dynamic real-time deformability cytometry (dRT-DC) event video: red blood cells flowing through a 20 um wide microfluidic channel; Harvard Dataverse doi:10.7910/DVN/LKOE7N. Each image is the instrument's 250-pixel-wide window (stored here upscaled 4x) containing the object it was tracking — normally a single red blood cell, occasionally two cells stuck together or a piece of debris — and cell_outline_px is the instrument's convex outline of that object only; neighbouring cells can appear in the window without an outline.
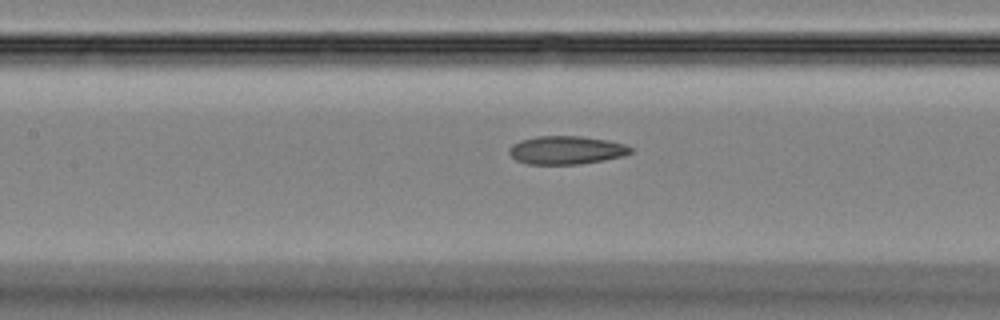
{"species": "Egyptian fruit bat (a non-hibernating species)", "species_latin": "Rousettus aegyptiacus", "temperature_condition": "room temperature", "stored_images_in_passage": 44, "camera_frame_rate_fps": 3000, "um_per_image_px": 0.085, "animal": {"sex": "female"}, "frame": {"image": 1, "passage_image": 20, "time_ms": 6.333, "image_size_px": [1000, 320], "cell_outline_px": [[632, 152], [624, 156], [604, 160], [580, 164], [528, 164], [516, 160], [508, 152], [508, 148], [512, 144], [520, 140], [536, 136], [580, 136], [608, 140], [624, 144], [632, 148]], "centroid_in_image_um": [48.12, 12.76], "position_along_channel_um": 159.3, "area_um2": 20.11}}
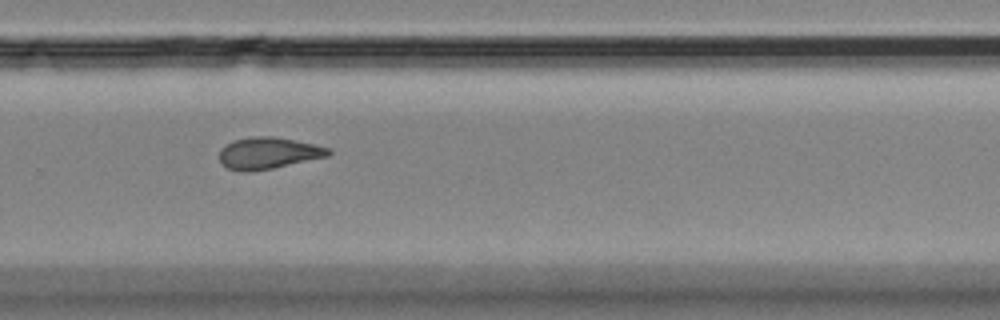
{"frame": {"image": 2, "passage_image": 30, "time_ms": 9.667, "image_size_px": [1000, 320], "cell_outline_px": [[332, 152], [328, 156], [272, 168], [252, 172], [240, 172], [228, 168], [220, 164], [220, 148], [224, 144], [232, 140], [252, 136], [272, 136], [316, 144], [332, 148]], "centroid_in_image_um": [22.78, 13.01], "position_along_channel_um": 307.0, "area_um2": 20.4}}
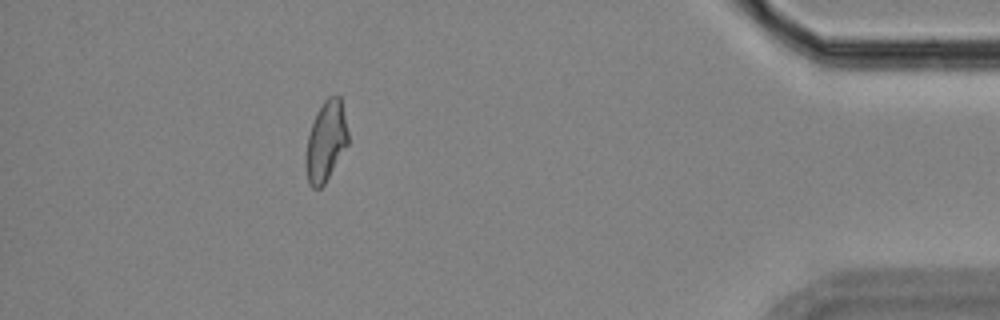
{"frame": {"image": 3, "passage_image": 40, "time_ms": 13.0, "image_size_px": [1000, 320], "cell_outline_px": [[348, 144], [324, 184], [320, 188], [312, 188], [308, 184], [304, 164], [304, 156], [308, 136], [316, 112], [324, 100], [328, 96], [340, 96], [348, 132]], "centroid_in_image_um": [27.67, 12.03], "position_along_channel_um": 407.5, "area_um2": 19.83}}